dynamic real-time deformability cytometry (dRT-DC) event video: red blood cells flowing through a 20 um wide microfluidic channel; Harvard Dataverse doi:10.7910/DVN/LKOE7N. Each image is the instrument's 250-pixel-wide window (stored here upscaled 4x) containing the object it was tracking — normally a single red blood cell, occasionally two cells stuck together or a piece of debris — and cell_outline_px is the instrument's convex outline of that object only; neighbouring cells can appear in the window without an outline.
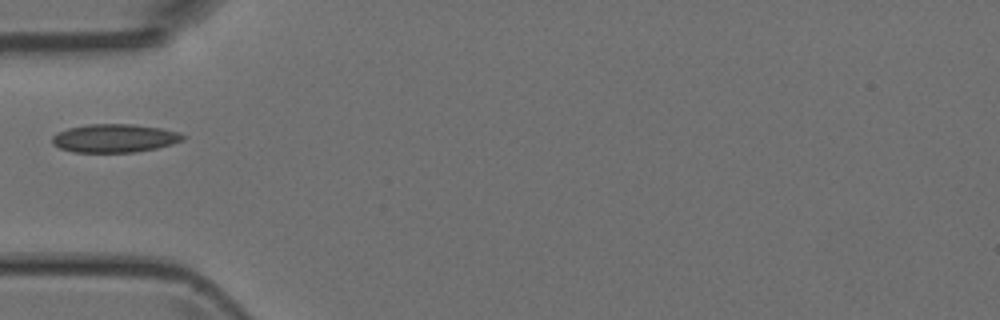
{"species": "Egyptian fruit bat (a non-hibernating species)", "species_latin": "Rousettus aegyptiacus", "temperature_condition": "room temperature", "stored_images_in_passage": 2, "camera_frame_rate_fps": 3000, "um_per_image_px": 0.085, "animal": {"sex": "female"}, "frame": {"image": 1, "passage_image": 1, "time_ms": 0.0, "image_size_px": [1000, 320], "cell_outline_px": [[188, 136], [184, 140], [172, 144], [156, 148], [136, 152], [72, 152], [60, 148], [52, 144], [52, 136], [56, 132], [68, 128], [88, 124], [132, 124], [160, 128], [180, 132]], "centroid_in_image_um": [9.75, 11.75], "position_along_channel_um": 75.3, "area_um2": 21.79}}
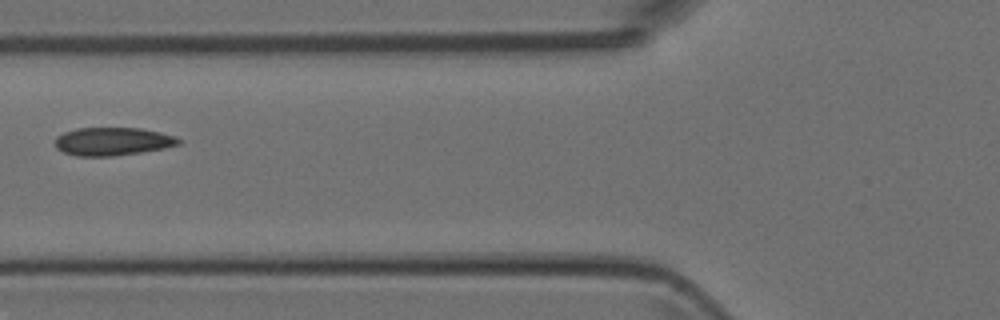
{"frame": {"image": 2, "passage_image": 2, "time_ms": 1.0, "image_size_px": [1000, 320], "cell_outline_px": [[184, 140], [180, 144], [164, 148], [140, 152], [112, 156], [76, 156], [64, 152], [56, 148], [56, 136], [64, 132], [76, 128], [140, 128], [160, 132], [176, 136]], "centroid_in_image_um": [9.6, 12.01], "position_along_channel_um": 116.2, "area_um2": 20.29}}